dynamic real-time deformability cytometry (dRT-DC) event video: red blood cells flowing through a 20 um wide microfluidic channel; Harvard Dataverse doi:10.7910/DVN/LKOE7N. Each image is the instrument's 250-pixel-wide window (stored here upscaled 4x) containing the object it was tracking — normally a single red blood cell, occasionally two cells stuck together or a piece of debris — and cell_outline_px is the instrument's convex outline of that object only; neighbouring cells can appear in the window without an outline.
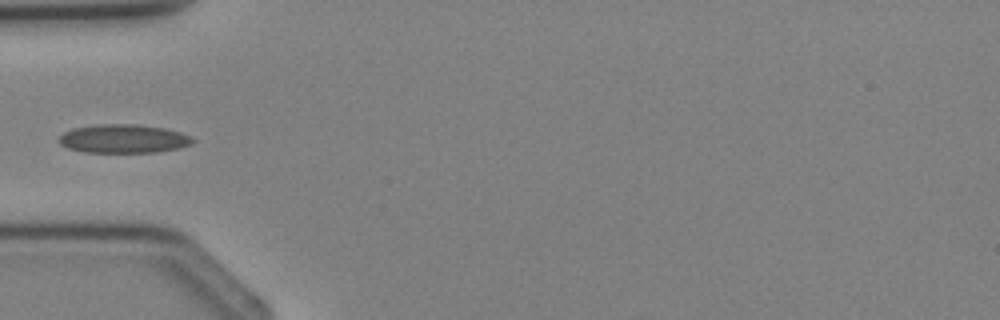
{"species": "Egyptian fruit bat (a non-hibernating species)", "species_latin": "Rousettus aegyptiacus", "temperature_condition": "cold", "stored_images_in_passage": 3, "camera_frame_rate_fps": 3000, "um_per_image_px": 0.085, "animal": {"sex": "female"}, "frame": {"image": 1, "passage_image": 3, "time_ms": 2.667, "image_size_px": [1000, 320], "cell_outline_px": [[196, 140], [192, 144], [176, 148], [156, 152], [84, 152], [68, 148], [60, 144], [56, 140], [64, 132], [72, 128], [100, 124], [140, 124], [164, 128], [180, 132], [192, 136]], "centroid_in_image_um": [10.49, 11.78], "position_along_channel_um": 74.5, "area_um2": 22.43}}